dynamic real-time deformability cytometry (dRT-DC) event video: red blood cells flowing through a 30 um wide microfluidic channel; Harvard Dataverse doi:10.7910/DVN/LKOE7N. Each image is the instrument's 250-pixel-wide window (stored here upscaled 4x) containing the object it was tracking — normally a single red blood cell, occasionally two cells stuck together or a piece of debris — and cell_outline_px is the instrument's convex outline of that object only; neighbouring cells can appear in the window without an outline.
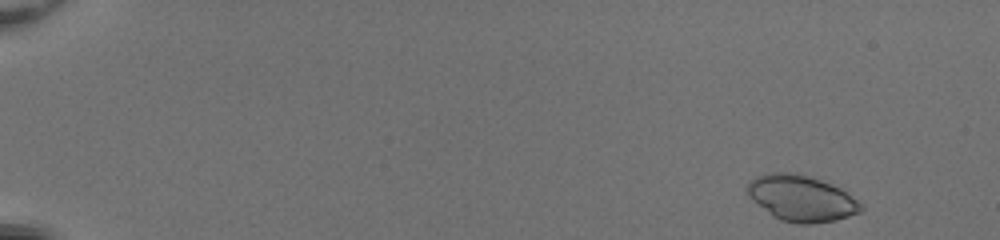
{"species": "common noctule bat (a hibernating species)", "species_latin": "Nyctalus noctula", "temperature_condition": "room temperature", "stored_images_in_passage": 50, "camera_frame_rate_fps": 3000, "um_per_image_px": 0.085, "animal": {"sex": "female", "body_mass_g": 20.0, "forearm_length_mm": 54.0}, "frame": {"image": 1, "passage_image": 2, "time_ms": 0.333, "image_size_px": [1000, 240], "cell_outline_px": [[864, 208], [860, 212], [836, 220], [812, 224], [796, 224], [780, 220], [752, 200], [748, 196], [748, 184], [756, 176], [768, 172], [796, 172], [820, 180], [840, 188], [856, 200]], "centroid_in_image_um": [68.1, 16.85], "position_along_channel_um": 16.9, "area_um2": 30.17}}
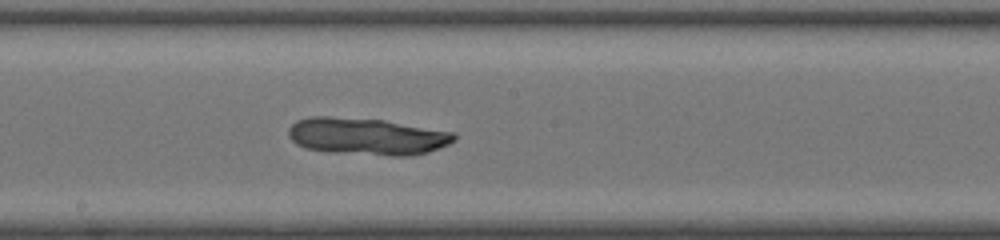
{"frame": {"image": 2, "passage_image": 29, "time_ms": 9.333, "image_size_px": [1000, 240], "cell_outline_px": [[456, 140], [440, 148], [428, 152], [412, 156], [392, 156], [332, 152], [308, 148], [296, 144], [288, 136], [288, 128], [296, 120], [308, 116], [328, 116], [384, 120], [456, 132]], "centroid_in_image_um": [31.21, 11.59], "position_along_channel_um": 217.0, "area_um2": 36.07}}
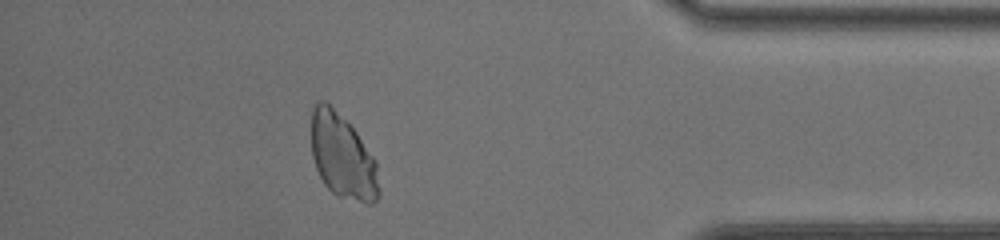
{"frame": {"image": 3, "passage_image": 45, "time_ms": 14.667, "image_size_px": [1000, 240], "cell_outline_px": [[380, 192], [376, 200], [372, 204], [364, 204], [336, 196], [324, 184], [316, 168], [312, 156], [312, 108], [316, 100], [324, 100], [356, 132], [376, 160], [380, 188]], "centroid_in_image_um": [29.13, 13.36], "position_along_channel_um": 406.1, "area_um2": 33.35}}